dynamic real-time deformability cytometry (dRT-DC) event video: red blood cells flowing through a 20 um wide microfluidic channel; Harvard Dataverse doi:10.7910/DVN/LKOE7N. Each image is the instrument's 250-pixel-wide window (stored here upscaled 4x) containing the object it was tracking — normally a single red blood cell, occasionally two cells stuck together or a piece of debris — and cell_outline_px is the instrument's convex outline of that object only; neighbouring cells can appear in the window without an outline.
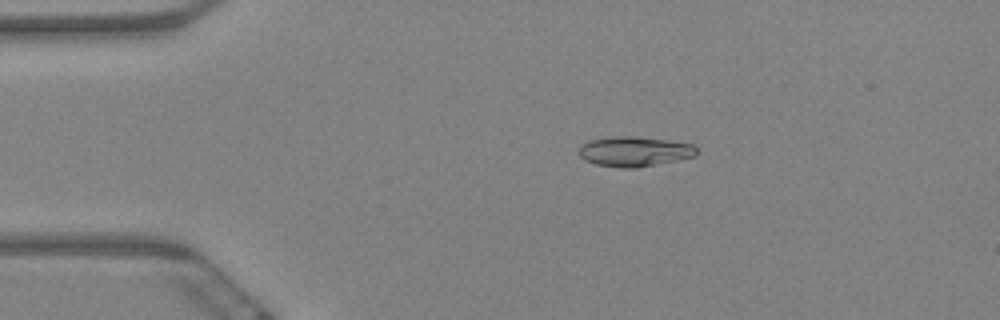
{"species": "Egyptian fruit bat (a non-hibernating species)", "species_latin": "Rousettus aegyptiacus", "temperature_condition": "warm", "stored_images_in_passage": 62, "camera_frame_rate_fps": 3000, "um_per_image_px": 0.085, "animal": {"sex": "female"}, "frame": {"image": 1, "passage_image": 12, "time_ms": 3.667, "image_size_px": [1000, 320], "cell_outline_px": [[696, 156], [636, 168], [620, 168], [596, 164], [584, 160], [580, 156], [580, 144], [588, 140], [616, 136], [632, 136], [664, 140], [692, 144], [696, 148]], "centroid_in_image_um": [53.88, 12.88], "position_along_channel_um": 31.1, "area_um2": 20.35}}
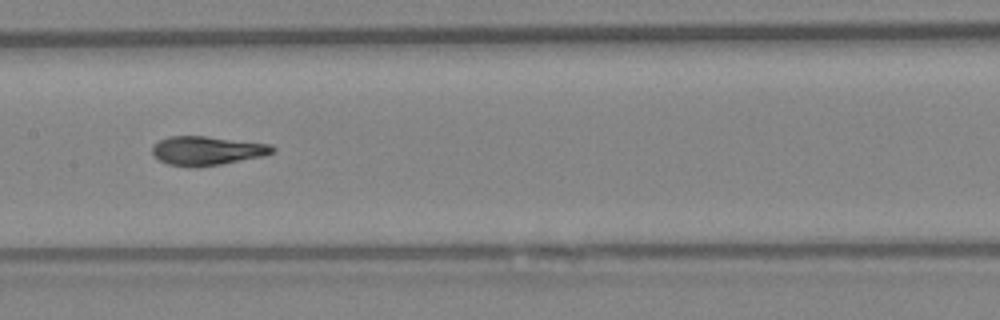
{"frame": {"image": 2, "passage_image": 31, "time_ms": 10.0, "image_size_px": [1000, 320], "cell_outline_px": [[276, 148], [272, 152], [264, 156], [220, 164], [196, 168], [188, 168], [168, 164], [160, 160], [152, 152], [152, 148], [160, 140], [168, 136], [204, 136], [272, 144]], "centroid_in_image_um": [17.61, 12.82], "position_along_channel_um": 189.8, "area_um2": 20.29}}
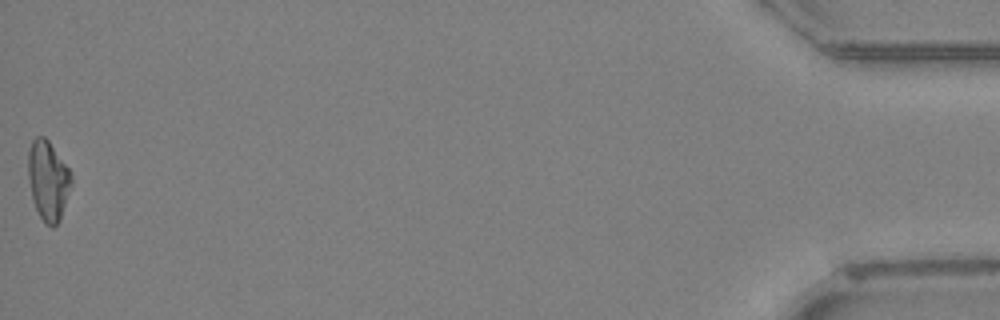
{"frame": {"image": 3, "passage_image": 62, "time_ms": 20.333, "image_size_px": [1000, 320], "cell_outline_px": [[72, 184], [60, 220], [52, 228], [44, 224], [32, 200], [28, 176], [28, 148], [32, 140], [36, 136], [44, 136], [48, 140], [68, 168], [72, 176]], "centroid_in_image_um": [4.08, 15.35], "position_along_channel_um": 431.1, "area_um2": 20.11}, "authors_computed_cell_mechanics": {"area_um2": 20.23, "velocity_mm_per_s": 3.2996, "shape_relaxation_time_tau1_ms": 8.8226, "shape_relaxation_time_tau2_ms": 2.046, "deformation_change_tau1": 0.2385, "deformation_change_tau2": 0.0516}}